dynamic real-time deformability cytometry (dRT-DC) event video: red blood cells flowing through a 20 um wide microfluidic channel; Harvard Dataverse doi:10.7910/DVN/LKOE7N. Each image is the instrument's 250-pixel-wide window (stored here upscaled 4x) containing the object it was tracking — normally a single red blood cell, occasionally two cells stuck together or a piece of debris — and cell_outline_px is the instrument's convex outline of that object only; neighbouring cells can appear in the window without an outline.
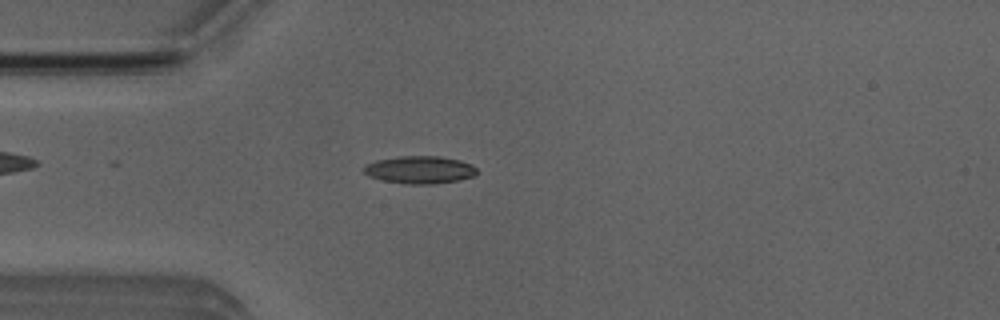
{"species": "Egyptian fruit bat (a non-hibernating species)", "species_latin": "Rousettus aegyptiacus", "temperature_condition": "room temperature", "stored_images_in_passage": 44, "camera_frame_rate_fps": 3000, "um_per_image_px": 0.085, "animal": {"sex": "male"}, "frame": {"image": 1, "passage_image": 13, "time_ms": 4.0, "image_size_px": [1000, 320], "cell_outline_px": [[476, 176], [436, 184], [408, 184], [384, 180], [368, 176], [364, 172], [364, 164], [376, 160], [400, 156], [440, 156], [460, 160], [472, 164], [476, 168]], "centroid_in_image_um": [35.68, 14.42], "position_along_channel_um": 49.3, "area_um2": 18.21}}
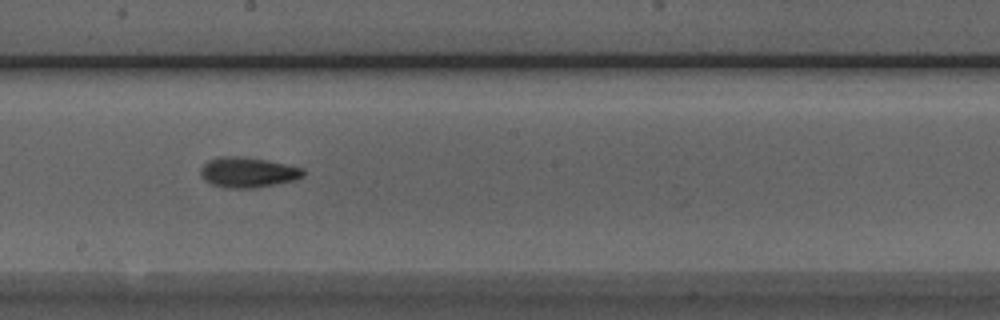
{"frame": {"image": 2, "passage_image": 27, "time_ms": 8.667, "image_size_px": [1000, 320], "cell_outline_px": [[304, 176], [296, 180], [256, 188], [224, 188], [212, 184], [204, 180], [200, 172], [200, 168], [208, 160], [216, 156], [244, 156], [268, 160], [304, 168]], "centroid_in_image_um": [21.07, 14.64], "position_along_channel_um": 227.1, "area_um2": 18.44}}
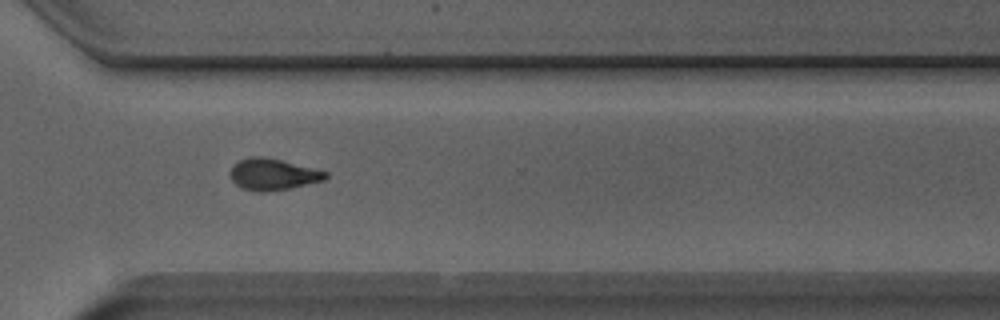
{"frame": {"image": 3, "passage_image": 36, "time_ms": 11.667, "image_size_px": [1000, 320], "cell_outline_px": [[328, 176], [324, 180], [288, 188], [264, 192], [260, 192], [244, 188], [236, 184], [232, 180], [232, 168], [240, 160], [252, 156], [264, 156], [328, 172]], "centroid_in_image_um": [23.22, 14.81], "position_along_channel_um": 347.4, "area_um2": 16.94}, "authors_computed_cell_mechanics": {"area_um2": 17.34, "velocity_mm_per_s": 4.0121, "shape_relaxation_time_tau1_ms": 4.2942, "shape_relaxation_time_tau2_ms": 8.0571, "deformation_change_tau1": 0.1539, "deformation_change_tau2": 0.1449}}